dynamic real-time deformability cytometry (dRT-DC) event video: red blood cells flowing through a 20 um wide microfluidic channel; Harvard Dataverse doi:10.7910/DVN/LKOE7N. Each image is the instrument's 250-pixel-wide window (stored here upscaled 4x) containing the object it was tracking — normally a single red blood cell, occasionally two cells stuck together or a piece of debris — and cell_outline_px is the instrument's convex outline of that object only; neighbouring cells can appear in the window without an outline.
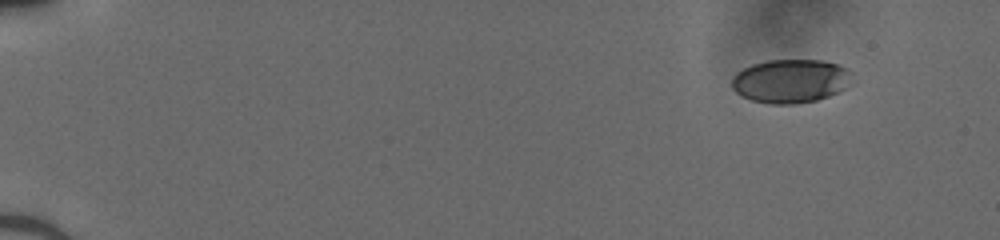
{"species": "human", "species_latin": "Homo sapiens", "temperature_condition": "cold", "stored_images_in_passage": 47, "camera_frame_rate_fps": 3000, "um_per_image_px": 0.085, "donor": {"sex": "male"}, "frame": {"image": 1, "passage_image": 1, "time_ms": 0.0, "image_size_px": [1000, 240], "cell_outline_px": [[852, 84], [840, 92], [816, 100], [792, 104], [768, 104], [752, 100], [740, 96], [732, 88], [732, 76], [736, 72], [752, 64], [768, 60], [824, 60], [848, 68]], "centroid_in_image_um": [67.19, 6.89], "position_along_channel_um": 17.8, "area_um2": 30.87}}
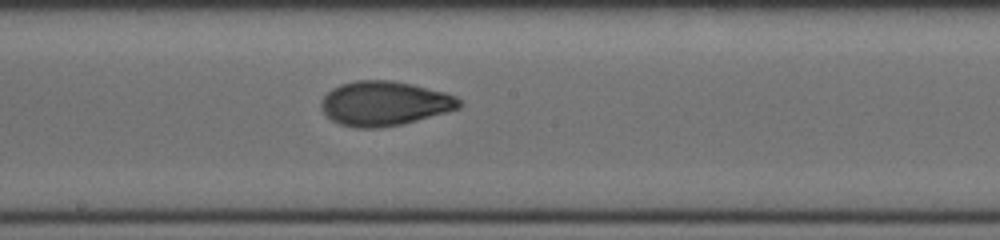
{"frame": {"image": 2, "passage_image": 26, "time_ms": 8.333, "image_size_px": [1000, 240], "cell_outline_px": [[460, 108], [416, 120], [400, 124], [376, 128], [356, 128], [340, 124], [332, 120], [324, 112], [320, 104], [320, 100], [332, 88], [340, 84], [356, 80], [392, 80], [444, 92], [456, 96], [460, 100]], "centroid_in_image_um": [32.64, 8.79], "position_along_channel_um": 215.6, "area_um2": 35.43}}
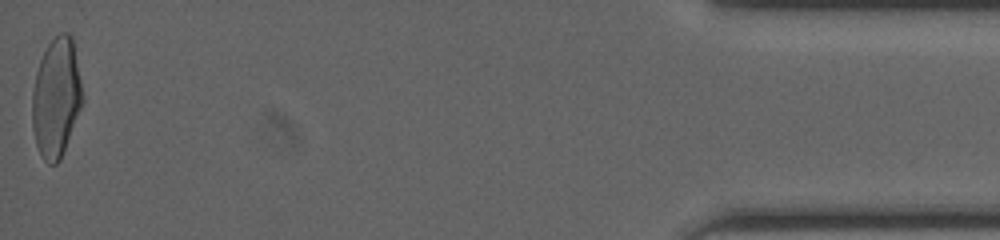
{"frame": {"image": 3, "passage_image": 47, "time_ms": 15.333, "image_size_px": [1000, 240], "cell_outline_px": [[84, 100], [60, 160], [56, 164], [48, 164], [44, 160], [36, 144], [32, 128], [32, 92], [36, 72], [40, 60], [48, 44], [60, 32], [68, 32], [72, 36], [84, 96]], "centroid_in_image_um": [4.78, 8.29], "position_along_channel_um": 430.4, "area_um2": 34.97}}